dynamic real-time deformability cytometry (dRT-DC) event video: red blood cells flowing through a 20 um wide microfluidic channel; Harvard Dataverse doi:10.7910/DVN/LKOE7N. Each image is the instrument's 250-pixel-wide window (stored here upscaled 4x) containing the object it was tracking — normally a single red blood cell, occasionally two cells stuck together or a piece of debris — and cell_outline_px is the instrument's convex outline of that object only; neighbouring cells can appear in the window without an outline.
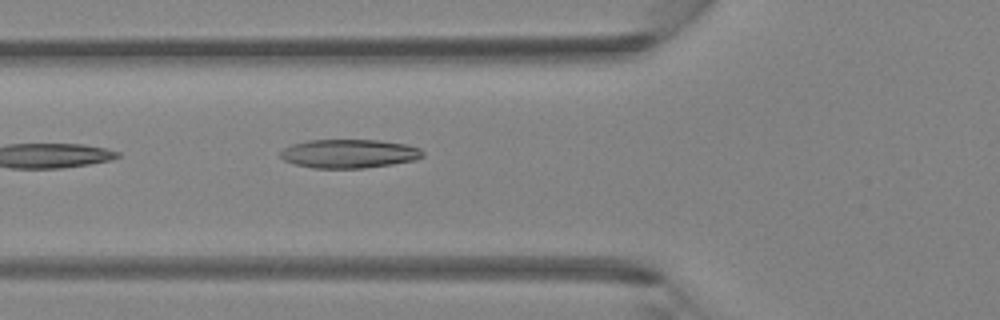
{"species": "Egyptian fruit bat (a non-hibernating species)", "species_latin": "Rousettus aegyptiacus", "temperature_condition": "room temperature", "stored_images_in_passage": 4, "camera_frame_rate_fps": 3000, "um_per_image_px": 0.085, "animal": {"sex": "female"}, "frame": {"image": 1, "passage_image": 4, "time_ms": 1.0, "image_size_px": [1000, 320], "cell_outline_px": [[424, 156], [416, 160], [392, 164], [364, 168], [312, 168], [296, 164], [284, 160], [280, 156], [280, 152], [284, 148], [292, 144], [308, 140], [380, 140], [404, 144], [420, 148], [424, 152]], "centroid_in_image_um": [29.69, 13.06], "position_along_channel_um": 96.1, "area_um2": 23.87}}